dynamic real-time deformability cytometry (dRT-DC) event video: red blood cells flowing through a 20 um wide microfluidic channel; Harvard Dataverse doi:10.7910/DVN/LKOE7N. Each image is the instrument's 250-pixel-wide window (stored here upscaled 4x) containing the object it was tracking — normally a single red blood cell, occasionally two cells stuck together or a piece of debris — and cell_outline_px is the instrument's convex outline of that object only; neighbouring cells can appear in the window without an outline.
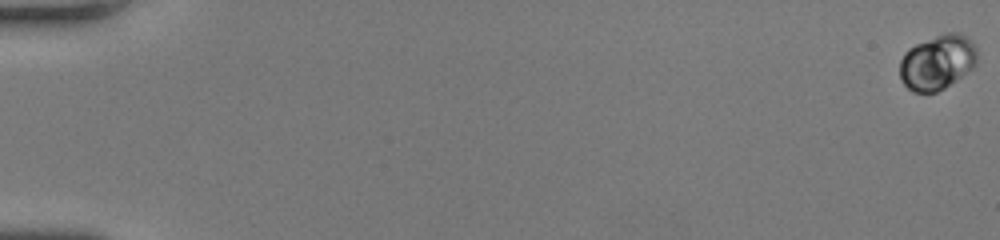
{"species": "human", "species_latin": "Homo sapiens", "temperature_condition": "room temperature", "stored_images_in_passage": 52, "camera_frame_rate_fps": 3000, "um_per_image_px": 0.085, "donor": {"sex": "female"}, "frame": {"image": 1, "passage_image": 1, "time_ms": 0.0, "image_size_px": [1000, 240], "cell_outline_px": [[976, 64], [972, 68], [944, 88], [936, 92], [912, 92], [900, 80], [900, 60], [904, 52], [908, 48], [916, 44], [936, 36], [948, 32], [960, 32], [972, 40], [976, 48]], "centroid_in_image_um": [79.66, 5.28], "position_along_channel_um": 5.3, "area_um2": 24.68}}
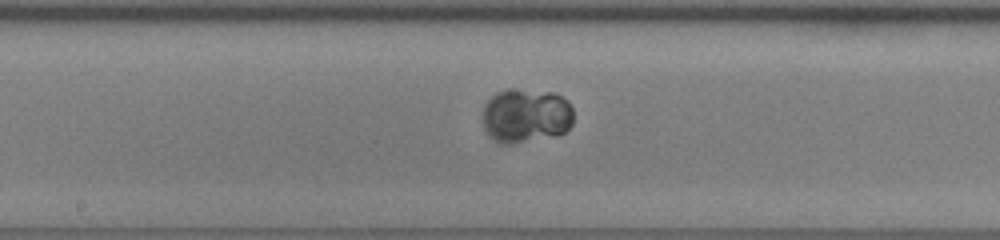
{"frame": {"image": 2, "passage_image": 31, "time_ms": 10.0, "image_size_px": [1000, 240], "cell_outline_px": [[572, 124], [564, 132], [556, 136], [508, 144], [496, 144], [488, 136], [484, 128], [484, 108], [488, 100], [496, 92], [552, 92], [568, 100], [572, 108]], "centroid_in_image_um": [44.71, 9.9], "position_along_channel_um": 203.5, "area_um2": 28.21}}
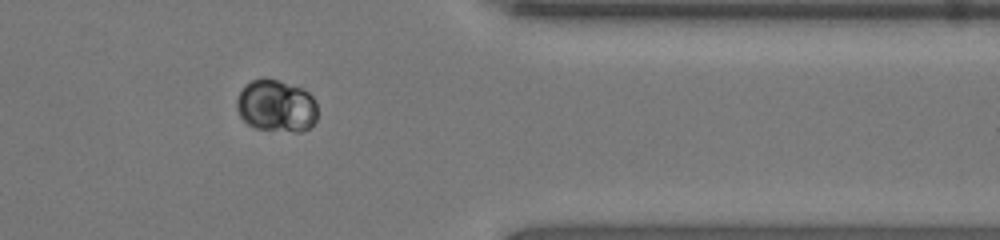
{"frame": {"image": 3, "passage_image": 45, "time_ms": 14.667, "image_size_px": [1000, 240], "cell_outline_px": [[316, 120], [308, 128], [300, 132], [292, 132], [256, 128], [248, 124], [240, 116], [236, 108], [236, 100], [244, 84], [252, 80], [264, 76], [300, 88], [308, 92], [316, 100]], "centroid_in_image_um": [23.46, 8.99], "position_along_channel_um": 387.9, "area_um2": 24.68}}